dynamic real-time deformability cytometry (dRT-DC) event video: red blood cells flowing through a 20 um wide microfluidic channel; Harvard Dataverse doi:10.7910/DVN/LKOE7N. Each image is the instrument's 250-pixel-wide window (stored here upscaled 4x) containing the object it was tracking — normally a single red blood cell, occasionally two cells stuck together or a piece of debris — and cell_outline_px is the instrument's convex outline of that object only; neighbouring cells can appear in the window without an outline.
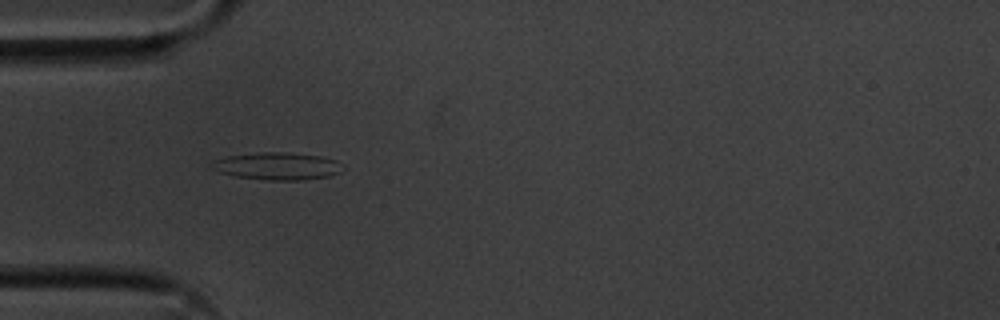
{"species": "common noctule bat (a hibernating species)", "species_latin": "Nyctalus noctula", "temperature_condition": "cold", "stored_images_in_passage": 5, "camera_frame_rate_fps": 3000, "um_per_image_px": 0.085, "animal": {"sex": "male", "body_mass_g": 20.1, "forearm_length_mm": 53.5}, "frame": {"image": 1, "passage_image": 3, "time_ms": 0.667, "image_size_px": [1000, 320], "cell_outline_px": [[344, 168], [340, 172], [328, 176], [296, 180], [268, 180], [236, 176], [216, 172], [208, 168], [212, 160], [228, 156], [260, 152], [284, 152], [324, 156], [336, 160], [344, 164]], "centroid_in_image_um": [23.54, 14.11], "position_along_channel_um": 61.5, "area_um2": 21.15}}
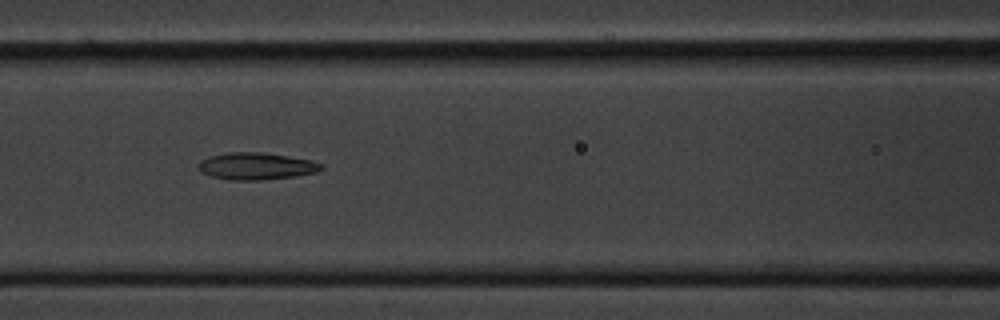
{"frame": {"image": 2, "passage_image": 5, "time_ms": 1.333, "image_size_px": [1000, 320], "cell_outline_px": [[324, 168], [316, 172], [296, 176], [260, 180], [232, 180], [212, 176], [200, 172], [200, 160], [208, 156], [228, 152], [260, 152], [312, 160], [324, 164]], "centroid_in_image_um": [21.8, 14.12], "position_along_channel_um": 144.8, "area_um2": 19.31}}